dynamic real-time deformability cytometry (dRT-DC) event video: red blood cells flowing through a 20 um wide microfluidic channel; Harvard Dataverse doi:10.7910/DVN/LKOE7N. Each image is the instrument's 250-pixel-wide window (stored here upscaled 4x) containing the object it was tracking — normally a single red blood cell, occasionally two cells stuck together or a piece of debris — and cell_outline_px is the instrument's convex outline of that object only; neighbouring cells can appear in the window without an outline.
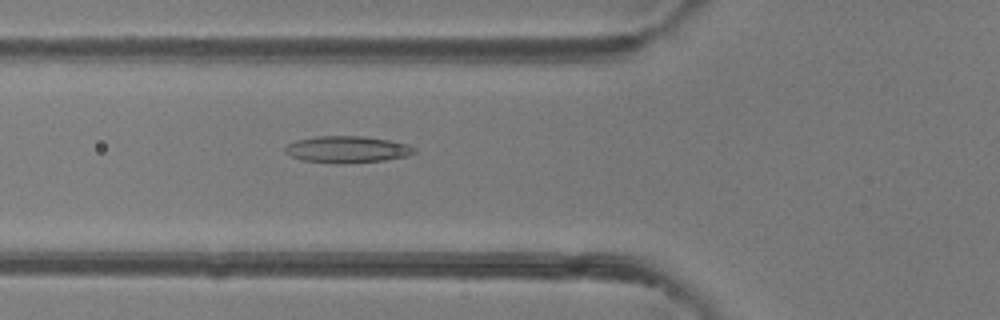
{"species": "common noctule bat (a hibernating species)", "species_latin": "Nyctalus noctula", "temperature_condition": "room temperature", "stored_images_in_passage": 44, "camera_frame_rate_fps": 3000, "um_per_image_px": 0.085, "animal": {"sex": "female"}, "frame": {"image": 1, "passage_image": 13, "time_ms": 4.0, "image_size_px": [1000, 320], "cell_outline_px": [[416, 152], [404, 156], [384, 160], [344, 164], [332, 164], [304, 160], [292, 156], [284, 152], [284, 148], [288, 144], [296, 140], [316, 136], [364, 136], [392, 140], [408, 144], [416, 148]], "centroid_in_image_um": [29.51, 12.7], "position_along_channel_um": 96.3, "area_um2": 20.29}}
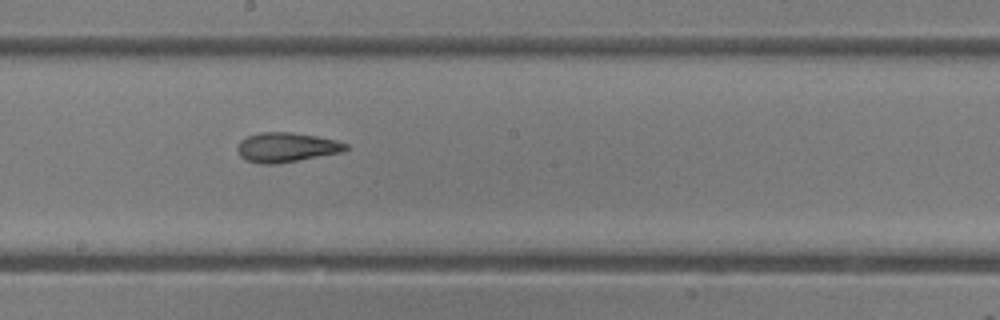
{"frame": {"image": 2, "passage_image": 22, "time_ms": 7.0, "image_size_px": [1000, 320], "cell_outline_px": [[348, 148], [340, 152], [276, 164], [260, 164], [244, 160], [240, 156], [236, 148], [240, 140], [248, 136], [260, 132], [292, 132], [316, 136], [336, 140], [348, 144]], "centroid_in_image_um": [24.29, 12.52], "position_along_channel_um": 223.9, "area_um2": 18.61}}
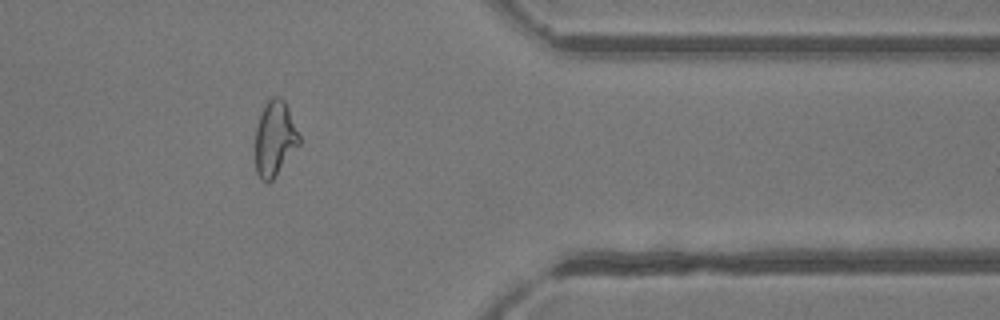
{"frame": {"image": 3, "passage_image": 35, "time_ms": 11.333, "image_size_px": [1000, 320], "cell_outline_px": [[300, 144], [272, 180], [268, 184], [260, 180], [256, 172], [256, 128], [264, 104], [272, 96], [280, 96], [284, 100], [288, 108], [300, 136]], "centroid_in_image_um": [23.36, 11.78], "position_along_channel_um": 388.0, "area_um2": 19.19}, "authors_computed_cell_mechanics": {"area_um2": 19.9988, "velocity_mm_per_s": 4.2228, "shape_relaxation_time_tau1_ms": null, "shape_relaxation_time_tau2_ms": 4.5019, "deformation_change_tau1": null, "deformation_change_tau2": 0.1459}}